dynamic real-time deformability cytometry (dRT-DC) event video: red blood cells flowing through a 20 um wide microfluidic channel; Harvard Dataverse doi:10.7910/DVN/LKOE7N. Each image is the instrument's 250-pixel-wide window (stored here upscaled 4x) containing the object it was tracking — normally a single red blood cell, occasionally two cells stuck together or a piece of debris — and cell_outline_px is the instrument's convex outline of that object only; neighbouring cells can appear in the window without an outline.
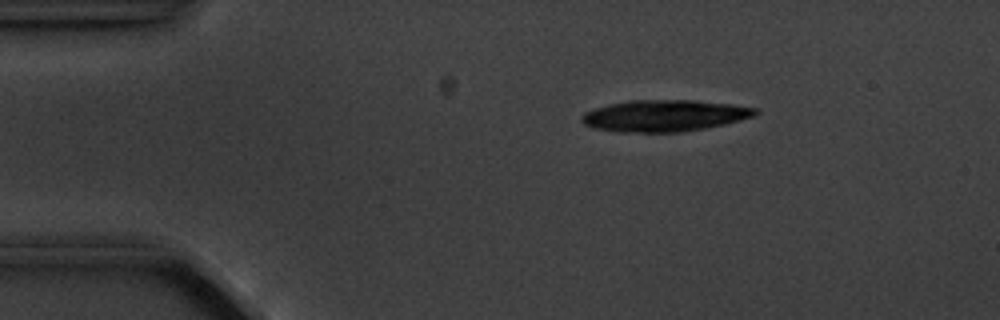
{"species": "common noctule bat (a hibernating species)", "species_latin": "Nyctalus noctula", "temperature_condition": "cold", "stored_images_in_passage": 9, "camera_frame_rate_fps": 3000, "um_per_image_px": 0.085, "animal": {"sex": "male", "body_mass_g": 20.1, "forearm_length_mm": 53.5}, "frame": {"image": 1, "passage_image": 1, "time_ms": 0.0, "image_size_px": [1000, 320], "cell_outline_px": [[760, 112], [752, 116], [724, 124], [704, 128], [680, 132], [624, 132], [596, 128], [584, 124], [580, 120], [580, 116], [584, 112], [608, 104], [628, 100], [696, 100], [732, 104], [756, 108]], "centroid_in_image_um": [56.45, 9.82], "position_along_channel_um": 28.5, "area_um2": 31.79}}